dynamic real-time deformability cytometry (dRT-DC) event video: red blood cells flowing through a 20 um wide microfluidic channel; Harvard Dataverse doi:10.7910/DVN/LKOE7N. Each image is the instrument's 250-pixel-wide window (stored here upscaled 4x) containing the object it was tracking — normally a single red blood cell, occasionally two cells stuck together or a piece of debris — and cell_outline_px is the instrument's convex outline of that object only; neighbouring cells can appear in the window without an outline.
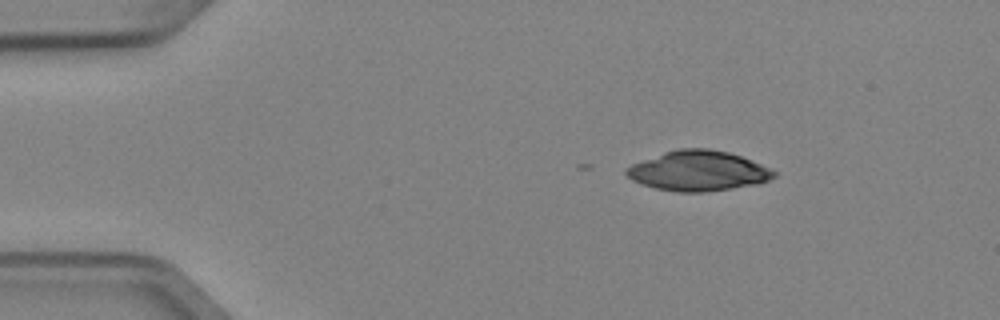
{"species": "Egyptian fruit bat (a non-hibernating species)", "species_latin": "Rousettus aegyptiacus", "temperature_condition": "cold", "stored_images_in_passage": 3, "camera_frame_rate_fps": 3000, "um_per_image_px": 0.085, "animal": {"sex": "female"}, "frame": {"image": 1, "passage_image": 1, "time_ms": 0.0, "image_size_px": [1000, 320], "cell_outline_px": [[776, 176], [768, 180], [756, 184], [732, 188], [704, 192], [676, 192], [656, 188], [640, 184], [632, 180], [624, 172], [624, 168], [632, 164], [664, 152], [680, 148], [708, 148], [728, 152], [740, 156], [772, 168], [776, 172]], "centroid_in_image_um": [59.33, 14.52], "position_along_channel_um": 25.7, "area_um2": 34.45}}